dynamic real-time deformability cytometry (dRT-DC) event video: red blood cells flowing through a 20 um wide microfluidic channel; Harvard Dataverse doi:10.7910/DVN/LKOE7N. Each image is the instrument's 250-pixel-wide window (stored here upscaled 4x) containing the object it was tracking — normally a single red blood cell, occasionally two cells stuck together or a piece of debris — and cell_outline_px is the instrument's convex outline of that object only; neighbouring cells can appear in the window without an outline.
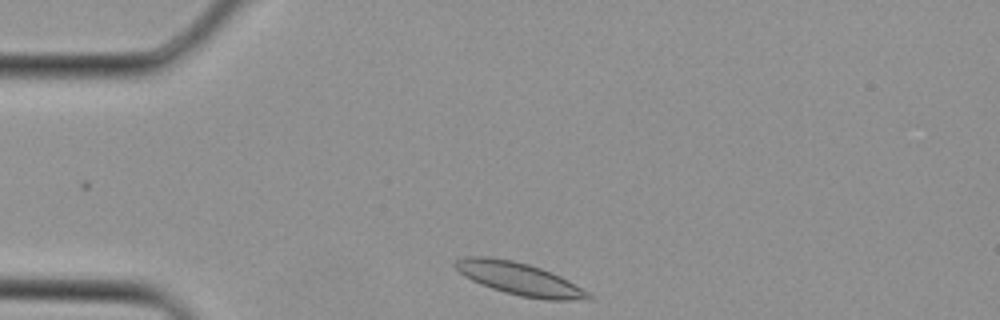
{"species": "Egyptian fruit bat (a non-hibernating species)", "species_latin": "Rousettus aegyptiacus", "temperature_condition": "cold", "stored_images_in_passage": 3, "camera_frame_rate_fps": 3000, "um_per_image_px": 0.085, "animal": {"sex": "female"}, "frame": {"image": 1, "passage_image": 3, "time_ms": 0.667, "image_size_px": [1000, 320], "cell_outline_px": [[592, 300], [544, 300], [520, 296], [504, 292], [480, 284], [464, 276], [452, 264], [456, 260], [464, 256], [488, 256], [512, 260], [528, 264], [552, 272], [568, 280], [588, 292], [592, 296]], "centroid_in_image_um": [44.14, 23.7], "position_along_channel_um": 40.9, "area_um2": 25.32}}